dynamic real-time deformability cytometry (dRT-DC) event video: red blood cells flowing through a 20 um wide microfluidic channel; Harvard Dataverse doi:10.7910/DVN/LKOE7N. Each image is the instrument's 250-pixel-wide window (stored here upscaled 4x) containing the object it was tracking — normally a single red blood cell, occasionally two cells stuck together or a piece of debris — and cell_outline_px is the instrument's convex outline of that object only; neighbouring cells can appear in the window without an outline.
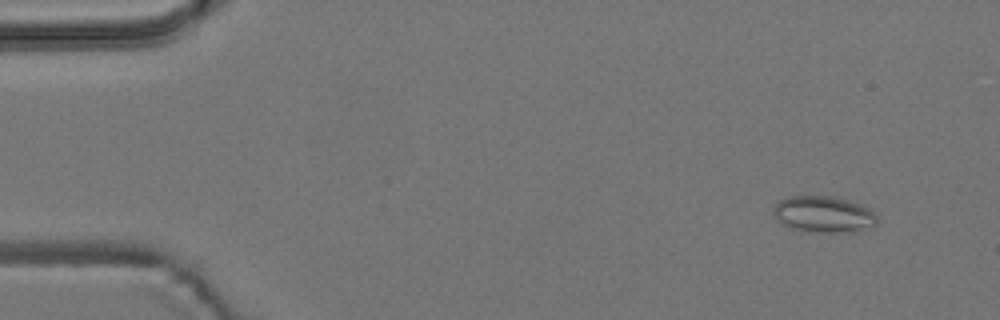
{"species": "common noctule bat (a hibernating species)", "species_latin": "Nyctalus noctula", "temperature_condition": "room temperature", "stored_images_in_passage": 5, "camera_frame_rate_fps": 3000, "um_per_image_px": 0.085, "animal": {"sex": "male", "body_mass_g": 19.2, "forearm_length_mm": 51.8}, "frame": {"image": 1, "passage_image": 2, "time_ms": 1.333, "image_size_px": [1000, 320], "cell_outline_px": [[876, 224], [852, 232], [816, 232], [792, 228], [784, 224], [772, 212], [772, 208], [780, 200], [792, 196], [832, 196], [848, 200], [860, 204], [868, 208], [876, 216]], "centroid_in_image_um": [69.99, 18.2], "position_along_channel_um": 15.0, "area_um2": 21.56}}